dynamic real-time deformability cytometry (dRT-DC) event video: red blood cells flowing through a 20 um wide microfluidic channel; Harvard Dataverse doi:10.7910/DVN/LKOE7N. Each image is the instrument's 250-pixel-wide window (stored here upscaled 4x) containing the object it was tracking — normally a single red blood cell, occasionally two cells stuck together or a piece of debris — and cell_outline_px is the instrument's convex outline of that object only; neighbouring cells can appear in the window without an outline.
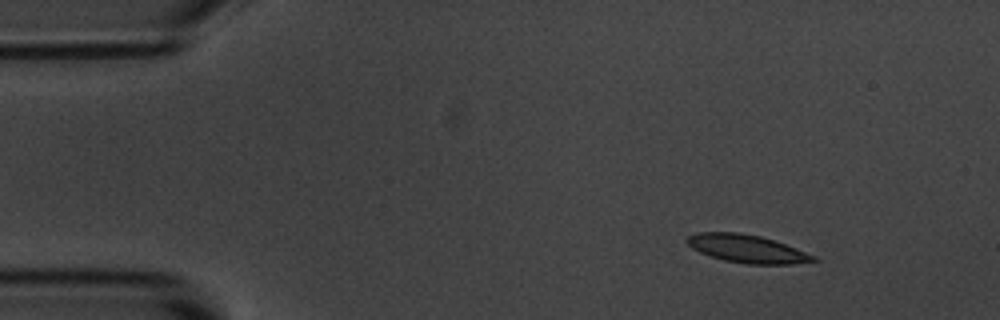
{"species": "common noctule bat (a hibernating species)", "species_latin": "Nyctalus noctula", "temperature_condition": "room temperature", "stored_images_in_passage": 49, "camera_frame_rate_fps": 3000, "um_per_image_px": 0.085, "animal": {"sex": "male", "body_mass_g": 20.1, "forearm_length_mm": 53.5}, "frame": {"image": 1, "passage_image": 1, "time_ms": 0.0, "image_size_px": [1000, 320], "cell_outline_px": [[820, 260], [792, 264], [748, 264], [724, 260], [700, 252], [692, 248], [684, 240], [688, 236], [696, 232], [740, 232], [760, 236], [796, 248], [816, 256]], "centroid_in_image_um": [63.48, 21.13], "position_along_channel_um": 21.5, "area_um2": 20.52}}
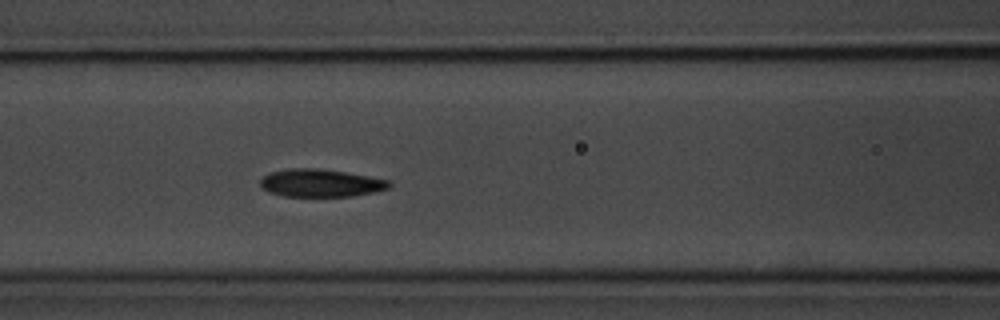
{"frame": {"image": 2, "passage_image": 17, "time_ms": 5.333, "image_size_px": [1000, 320], "cell_outline_px": [[392, 184], [388, 188], [372, 192], [352, 196], [284, 196], [268, 192], [260, 188], [260, 180], [264, 176], [272, 172], [292, 168], [316, 168], [344, 172], [392, 180]], "centroid_in_image_um": [27.25, 15.56], "position_along_channel_um": 139.4, "area_um2": 20.75}}
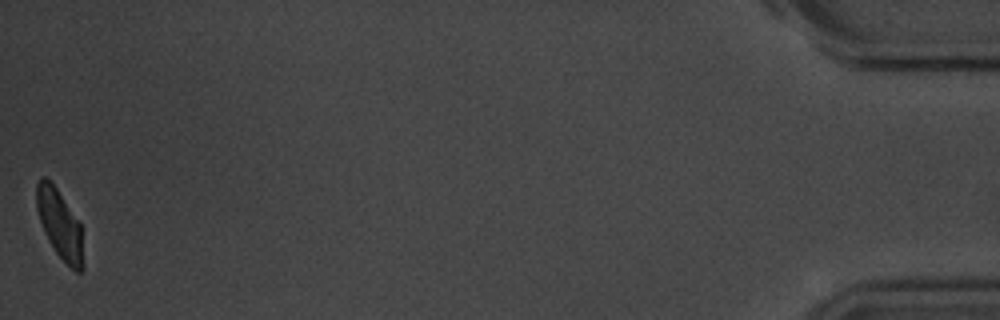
{"frame": {"image": 3, "passage_image": 49, "time_ms": 16.0, "image_size_px": [1000, 320], "cell_outline_px": [[84, 268], [80, 272], [76, 272], [56, 252], [48, 240], [44, 232], [36, 208], [36, 184], [40, 176], [44, 176], [56, 188], [80, 224]], "centroid_in_image_um": [5.06, 19.06], "position_along_channel_um": 430.1, "area_um2": 18.38}, "authors_computed_cell_mechanics": {"area_um2": 20.808, "velocity_mm_per_s": 3.6321, "shape_relaxation_time_tau1_ms": 3.4334, "shape_relaxation_time_tau2_ms": 2.206, "deformation_change_tau1": 0.115, "deformation_change_tau2": 0.0815}}